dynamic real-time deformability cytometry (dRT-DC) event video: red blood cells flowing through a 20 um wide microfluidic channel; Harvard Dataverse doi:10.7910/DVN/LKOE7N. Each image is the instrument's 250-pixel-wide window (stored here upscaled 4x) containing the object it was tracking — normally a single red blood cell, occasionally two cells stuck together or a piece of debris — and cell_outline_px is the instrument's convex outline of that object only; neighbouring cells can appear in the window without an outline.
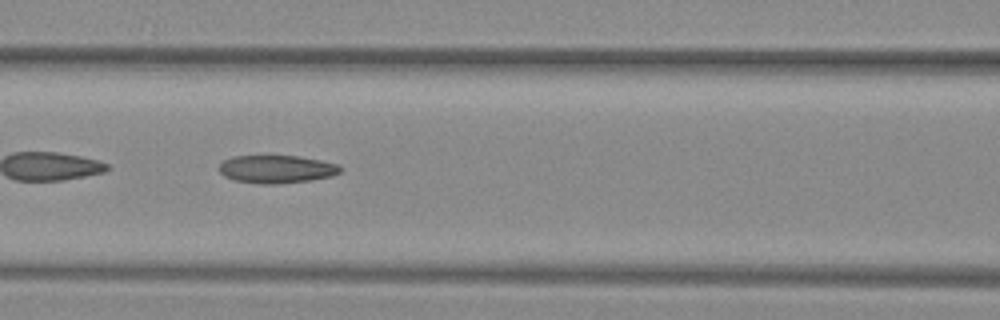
{"species": "common noctule bat (a hibernating species)", "species_latin": "Nyctalus noctula", "temperature_condition": "warm", "stored_images_in_passage": 50, "camera_frame_rate_fps": 3000, "um_per_image_px": 0.085, "animal": {"sex": "female", "body_mass_g": 29.2, "forearm_length_mm": 56.3}, "frame": {"image": 1, "passage_image": 22, "time_ms": 7.0, "image_size_px": [1000, 320], "cell_outline_px": [[340, 172], [332, 176], [312, 180], [276, 184], [260, 184], [232, 180], [224, 176], [220, 172], [220, 164], [224, 160], [232, 156], [296, 156], [320, 160], [336, 164], [340, 168]], "centroid_in_image_um": [23.47, 14.39], "position_along_channel_um": 143.1, "area_um2": 19.65}, "authors_computed_cell_mechanics": {"area_um2": 20.5768, "velocity_mm_per_s": 4.0889, "shape_relaxation_time_tau1_ms": null, "shape_relaxation_time_tau2_ms": 2.5768, "deformation_change_tau1": null, "deformation_change_tau2": 0.1043}}